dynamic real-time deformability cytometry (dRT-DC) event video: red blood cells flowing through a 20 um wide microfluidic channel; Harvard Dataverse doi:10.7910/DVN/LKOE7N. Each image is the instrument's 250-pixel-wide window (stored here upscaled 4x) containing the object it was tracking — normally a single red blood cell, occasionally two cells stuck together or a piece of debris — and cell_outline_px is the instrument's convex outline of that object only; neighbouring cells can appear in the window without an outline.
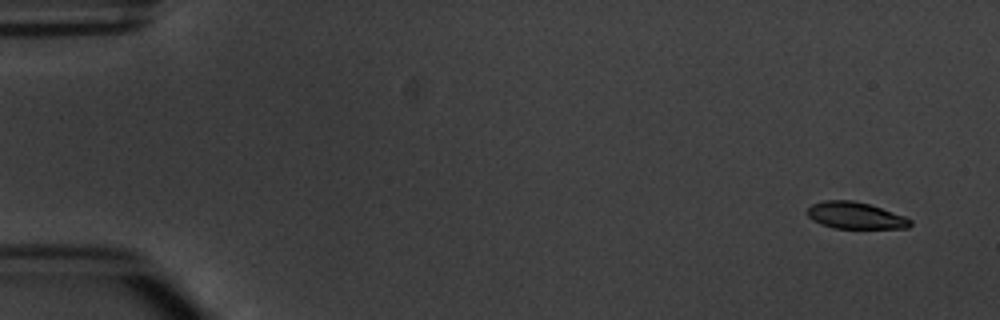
{"species": "common noctule bat (a hibernating species)", "species_latin": "Nyctalus noctula", "temperature_condition": "warm", "stored_images_in_passage": 4, "camera_frame_rate_fps": 3000, "um_per_image_px": 0.085, "animal": {"sex": "male", "body_mass_g": 20.1, "forearm_length_mm": 53.5}, "frame": {"image": 1, "passage_image": 1, "time_ms": 0.0, "image_size_px": [1000, 320], "cell_outline_px": [[912, 224], [908, 228], [832, 228], [820, 224], [812, 220], [808, 216], [808, 208], [812, 204], [824, 200], [852, 200], [868, 204], [904, 216], [912, 220]], "centroid_in_image_um": [72.68, 18.32], "position_along_channel_um": 12.3, "area_um2": 15.95}}
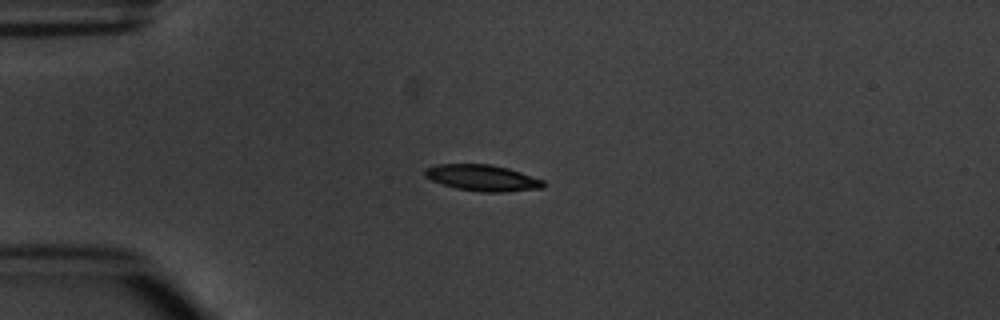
{"frame": {"image": 2, "passage_image": 4, "time_ms": 3.667, "image_size_px": [1000, 320], "cell_outline_px": [[544, 188], [504, 192], [480, 192], [456, 188], [432, 180], [424, 176], [424, 168], [436, 164], [492, 164], [508, 168], [544, 180]], "centroid_in_image_um": [41.0, 15.11], "position_along_channel_um": 44.0, "area_um2": 18.15}}